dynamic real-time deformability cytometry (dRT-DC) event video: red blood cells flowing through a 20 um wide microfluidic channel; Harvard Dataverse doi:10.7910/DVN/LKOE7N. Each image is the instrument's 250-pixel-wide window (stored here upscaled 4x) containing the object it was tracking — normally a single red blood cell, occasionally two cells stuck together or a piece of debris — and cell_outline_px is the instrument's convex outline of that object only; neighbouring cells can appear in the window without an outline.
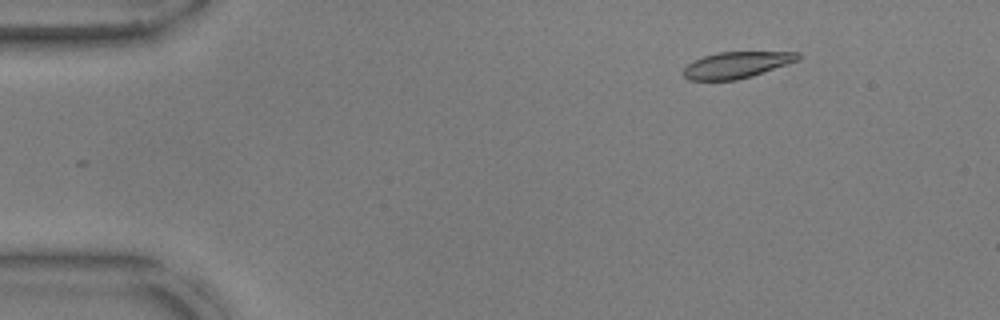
{"species": "common noctule bat (a hibernating species)", "species_latin": "Nyctalus noctula", "temperature_condition": "warm", "stored_images_in_passage": 47, "camera_frame_rate_fps": 3000, "um_per_image_px": 0.085, "animal": {"sex": "male", "body_mass_g": 17.9, "forearm_length_mm": 54.2}, "frame": {"image": 1, "passage_image": 1, "time_ms": 0.0, "image_size_px": [1000, 320], "cell_outline_px": [[800, 60], [752, 76], [736, 80], [688, 80], [684, 76], [684, 68], [692, 60], [716, 52], [800, 52]], "centroid_in_image_um": [62.61, 5.51], "position_along_channel_um": 22.4, "area_um2": 17.63}}
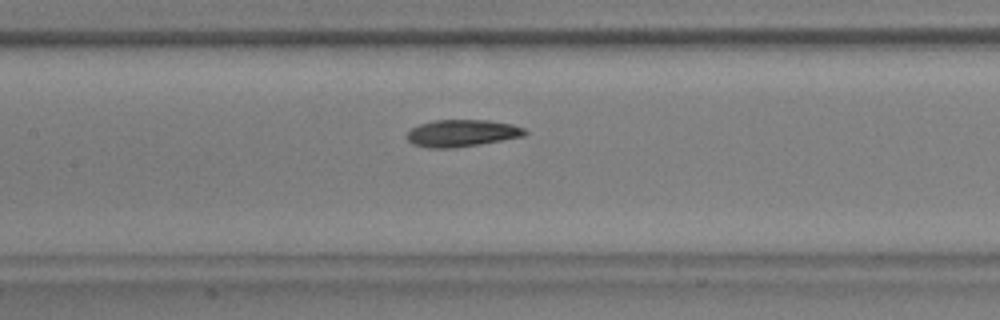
{"frame": {"image": 2, "passage_image": 19, "time_ms": 6.0, "image_size_px": [1000, 320], "cell_outline_px": [[528, 132], [524, 136], [480, 144], [452, 148], [424, 148], [412, 144], [404, 136], [412, 128], [420, 124], [432, 120], [488, 120], [512, 124], [524, 128]], "centroid_in_image_um": [39.23, 11.32], "position_along_channel_um": 168.2, "area_um2": 18.73}}
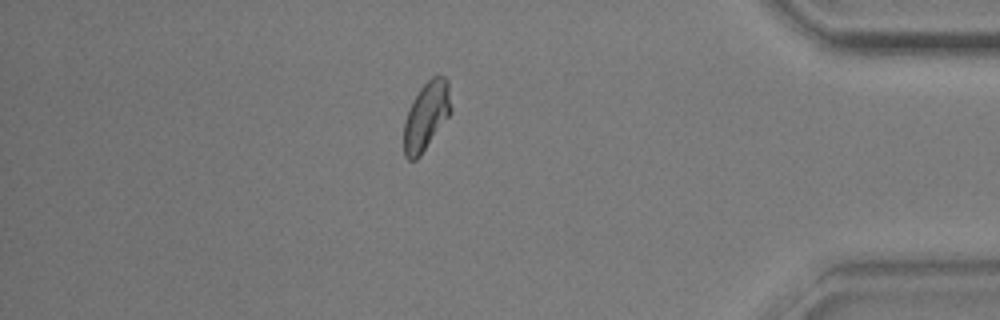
{"frame": {"image": 3, "passage_image": 40, "time_ms": 13.0, "image_size_px": [1000, 320], "cell_outline_px": [[452, 112], [420, 156], [416, 160], [408, 160], [404, 156], [404, 120], [408, 108], [412, 100], [420, 88], [436, 72], [444, 76], [448, 80], [452, 108]], "centroid_in_image_um": [36.24, 9.82], "position_along_channel_um": 399.0, "area_um2": 19.13}, "authors_computed_cell_mechanics": {"area_um2": 18.7272, "velocity_mm_per_s": 3.7855, "shape_relaxation_time_tau1_ms": 4.4637, "shape_relaxation_time_tau2_ms": 1.7772, "deformation_change_tau1": 0.1573, "deformation_change_tau2": 0.0746}}